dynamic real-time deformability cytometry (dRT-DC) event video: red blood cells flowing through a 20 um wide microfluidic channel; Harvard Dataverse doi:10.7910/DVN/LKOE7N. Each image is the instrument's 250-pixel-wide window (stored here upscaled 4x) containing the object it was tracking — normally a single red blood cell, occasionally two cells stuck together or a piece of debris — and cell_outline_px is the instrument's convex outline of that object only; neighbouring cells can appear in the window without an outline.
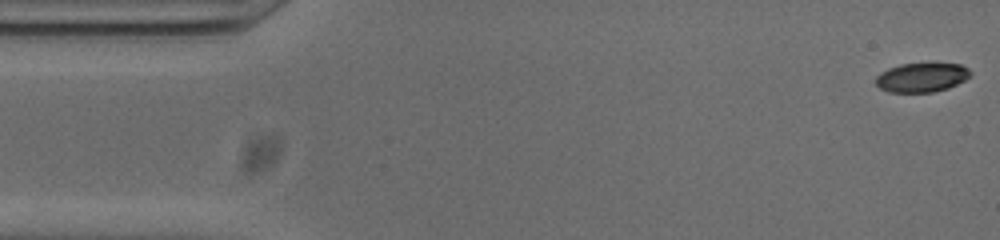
{"species": "common noctule bat (a hibernating species)", "species_latin": "Nyctalus noctula", "temperature_condition": "cold", "stored_images_in_passage": 52, "camera_frame_rate_fps": 3000, "um_per_image_px": 0.085, "animal": {"sex": "male", "body_mass_g": 20.0, "forearm_length_mm": 53.3}, "frame": {"image": 1, "passage_image": 1, "time_ms": 0.0, "image_size_px": [1000, 240], "cell_outline_px": [[972, 72], [964, 80], [948, 88], [932, 92], [888, 92], [880, 88], [876, 84], [876, 76], [880, 72], [888, 68], [900, 64], [960, 64], [968, 68]], "centroid_in_image_um": [78.31, 6.58], "position_along_channel_um": 6.7, "area_um2": 15.95}}
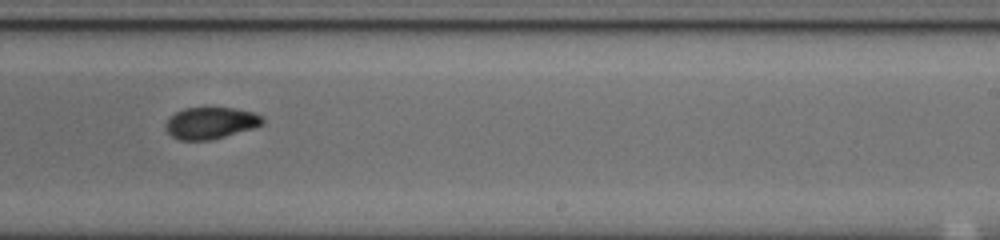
{"frame": {"image": 2, "passage_image": 31, "time_ms": 10.0, "image_size_px": [1000, 240], "cell_outline_px": [[264, 124], [252, 128], [212, 140], [180, 140], [172, 136], [168, 132], [168, 120], [176, 112], [184, 108], [232, 108], [256, 112], [264, 116]], "centroid_in_image_um": [17.98, 10.45], "position_along_channel_um": 271.0, "area_um2": 17.69}}
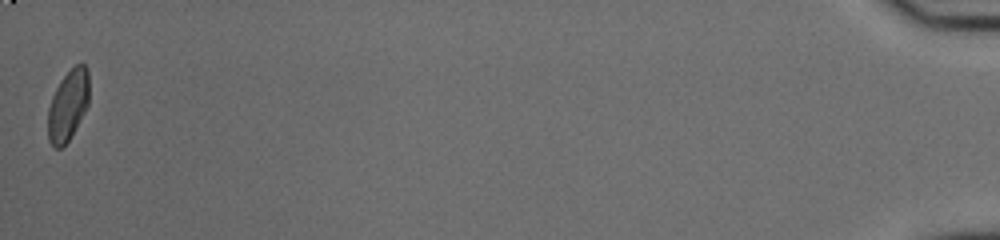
{"frame": {"image": 3, "passage_image": 52, "time_ms": 17.0, "image_size_px": [1000, 240], "cell_outline_px": [[88, 104], [84, 112], [68, 140], [60, 148], [56, 148], [48, 140], [48, 108], [52, 96], [60, 80], [76, 64], [84, 64], [88, 68]], "centroid_in_image_um": [5.77, 8.93], "position_along_channel_um": 429.4, "area_um2": 16.65}, "authors_computed_cell_mechanics": {"area_um2": 17.918, "velocity_mm_per_s": 3.8398, "shape_relaxation_time_tau1_ms": null, "shape_relaxation_time_tau2_ms": 3.5179, "deformation_change_tau1": null, "deformation_change_tau2": 0.0717}}